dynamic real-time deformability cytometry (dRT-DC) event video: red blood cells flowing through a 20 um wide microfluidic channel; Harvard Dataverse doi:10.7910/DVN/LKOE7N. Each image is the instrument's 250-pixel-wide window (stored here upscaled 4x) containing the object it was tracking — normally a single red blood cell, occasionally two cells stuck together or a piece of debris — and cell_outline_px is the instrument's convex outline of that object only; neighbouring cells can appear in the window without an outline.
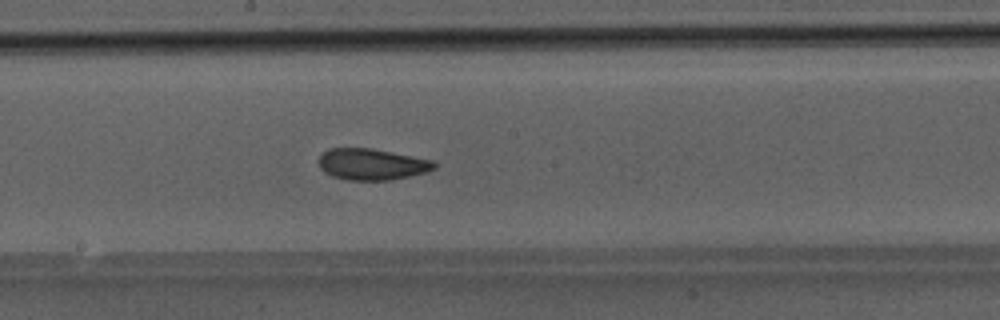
{"species": "Egyptian fruit bat (a non-hibernating species)", "species_latin": "Rousettus aegyptiacus", "temperature_condition": "room temperature", "stored_images_in_passage": 27, "camera_frame_rate_fps": 3000, "um_per_image_px": 0.085, "animal": {"sex": "male"}, "frame": {"image": 1, "passage_image": 26, "time_ms": 8.333, "image_size_px": [1000, 320], "cell_outline_px": [[436, 168], [428, 172], [392, 180], [348, 180], [332, 176], [324, 172], [320, 168], [320, 156], [328, 148], [372, 148], [436, 160]], "centroid_in_image_um": [31.66, 13.96], "position_along_channel_um": 216.5, "area_um2": 21.33}}